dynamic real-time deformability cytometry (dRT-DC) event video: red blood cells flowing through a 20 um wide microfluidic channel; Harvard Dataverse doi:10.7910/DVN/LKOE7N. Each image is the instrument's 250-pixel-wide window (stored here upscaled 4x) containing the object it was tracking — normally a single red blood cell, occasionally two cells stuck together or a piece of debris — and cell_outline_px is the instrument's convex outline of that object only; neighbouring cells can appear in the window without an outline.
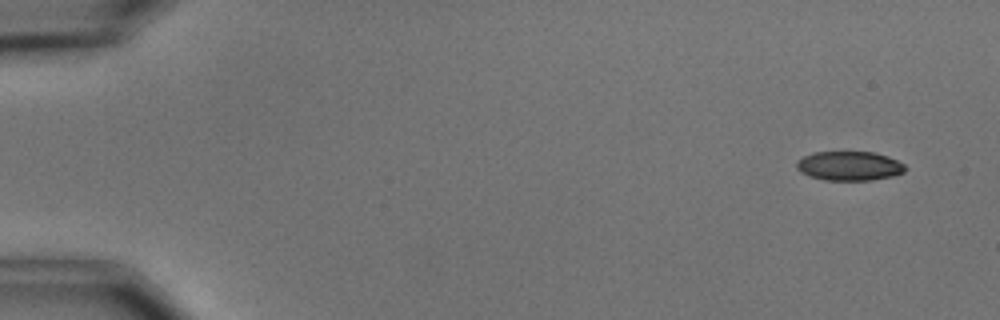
{"species": "common noctule bat (a hibernating species)", "species_latin": "Nyctalus noctula", "temperature_condition": "cold", "stored_images_in_passage": 4, "camera_frame_rate_fps": 3000, "um_per_image_px": 0.085, "animal": {"sex": "male", "body_mass_g": 15.6}, "frame": {"image": 1, "passage_image": 1, "time_ms": 0.0, "image_size_px": [1000, 320], "cell_outline_px": [[908, 168], [904, 172], [892, 176], [872, 180], [824, 180], [800, 172], [796, 168], [796, 160], [812, 152], [872, 152], [888, 156], [904, 164]], "centroid_in_image_um": [72.19, 14.1], "position_along_channel_um": 12.8, "area_um2": 18.55}}
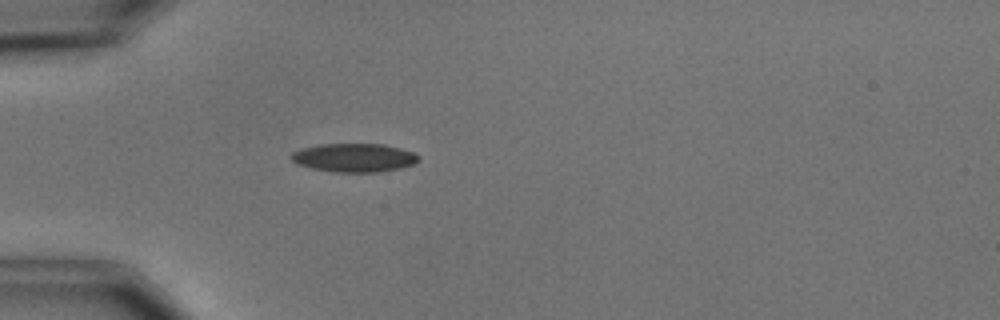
{"frame": {"image": 2, "passage_image": 4, "time_ms": 4.333, "image_size_px": [1000, 320], "cell_outline_px": [[420, 160], [416, 164], [400, 168], [380, 172], [332, 172], [312, 168], [296, 164], [288, 156], [292, 152], [304, 148], [320, 144], [384, 144], [400, 148], [412, 152], [420, 156]], "centroid_in_image_um": [30.12, 13.41], "position_along_channel_um": 54.9, "area_um2": 21.39}}